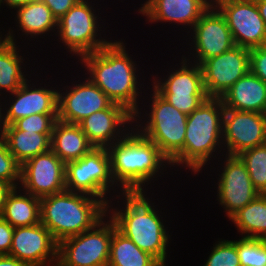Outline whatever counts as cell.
I'll return each instance as SVG.
<instances>
[{
  "label": "cell",
  "mask_w": 266,
  "mask_h": 266,
  "mask_svg": "<svg viewBox=\"0 0 266 266\" xmlns=\"http://www.w3.org/2000/svg\"><path fill=\"white\" fill-rule=\"evenodd\" d=\"M125 46L123 41L110 40L98 51L85 54L78 59L82 61L80 63L88 71L87 73H90L88 78L114 103L124 106L131 112L134 115V122H141L144 115L142 117V108L138 107L140 103L138 100L139 93L142 92L138 90L143 87L137 79L139 69L136 61L132 60L131 55L129 56Z\"/></svg>",
  "instance_id": "obj_1"
},
{
  "label": "cell",
  "mask_w": 266,
  "mask_h": 266,
  "mask_svg": "<svg viewBox=\"0 0 266 266\" xmlns=\"http://www.w3.org/2000/svg\"><path fill=\"white\" fill-rule=\"evenodd\" d=\"M115 197L122 199L123 207L118 209L107 205V213L115 223L117 230L129 238L139 249L151 254L163 266H166L167 247L170 234L163 223V217L146 195V188H121ZM147 196V197H146ZM152 202V203H151ZM110 205V206H109ZM112 210H111V209ZM122 208V209H121ZM158 210V211H157ZM161 217V218H160Z\"/></svg>",
  "instance_id": "obj_2"
},
{
  "label": "cell",
  "mask_w": 266,
  "mask_h": 266,
  "mask_svg": "<svg viewBox=\"0 0 266 266\" xmlns=\"http://www.w3.org/2000/svg\"><path fill=\"white\" fill-rule=\"evenodd\" d=\"M107 150L113 179L120 188H146L160 173L163 175L167 166L171 167L158 146L134 127Z\"/></svg>",
  "instance_id": "obj_3"
},
{
  "label": "cell",
  "mask_w": 266,
  "mask_h": 266,
  "mask_svg": "<svg viewBox=\"0 0 266 266\" xmlns=\"http://www.w3.org/2000/svg\"><path fill=\"white\" fill-rule=\"evenodd\" d=\"M224 110L221 98L208 97L187 116L184 147L170 161L171 167L183 165L194 175H199L207 162L216 158L217 150L218 154L224 151L220 150L223 149Z\"/></svg>",
  "instance_id": "obj_4"
},
{
  "label": "cell",
  "mask_w": 266,
  "mask_h": 266,
  "mask_svg": "<svg viewBox=\"0 0 266 266\" xmlns=\"http://www.w3.org/2000/svg\"><path fill=\"white\" fill-rule=\"evenodd\" d=\"M107 214V206L88 194L64 190L40 198V222L59 243L91 229Z\"/></svg>",
  "instance_id": "obj_5"
},
{
  "label": "cell",
  "mask_w": 266,
  "mask_h": 266,
  "mask_svg": "<svg viewBox=\"0 0 266 266\" xmlns=\"http://www.w3.org/2000/svg\"><path fill=\"white\" fill-rule=\"evenodd\" d=\"M152 89L153 93L149 99L152 102L147 105L150 110L145 112L148 119L145 117L141 124L133 122L137 123L134 127L141 135L155 143L161 153L171 161L184 147L188 115L177 110L153 87Z\"/></svg>",
  "instance_id": "obj_6"
},
{
  "label": "cell",
  "mask_w": 266,
  "mask_h": 266,
  "mask_svg": "<svg viewBox=\"0 0 266 266\" xmlns=\"http://www.w3.org/2000/svg\"><path fill=\"white\" fill-rule=\"evenodd\" d=\"M65 185L66 190L91 195L107 206L111 202L108 193L120 189L111 173L107 148H93L82 158L65 163Z\"/></svg>",
  "instance_id": "obj_7"
},
{
  "label": "cell",
  "mask_w": 266,
  "mask_h": 266,
  "mask_svg": "<svg viewBox=\"0 0 266 266\" xmlns=\"http://www.w3.org/2000/svg\"><path fill=\"white\" fill-rule=\"evenodd\" d=\"M108 216L91 229L61 240L56 266H108L112 235L117 229Z\"/></svg>",
  "instance_id": "obj_8"
},
{
  "label": "cell",
  "mask_w": 266,
  "mask_h": 266,
  "mask_svg": "<svg viewBox=\"0 0 266 266\" xmlns=\"http://www.w3.org/2000/svg\"><path fill=\"white\" fill-rule=\"evenodd\" d=\"M80 0L63 17L58 20L56 36L62 41L67 52L76 57L98 51L110 41L101 37V26L94 9L93 1ZM100 26V27H99ZM100 30H99V29ZM98 31L100 33H98ZM99 36V37H98Z\"/></svg>",
  "instance_id": "obj_9"
},
{
  "label": "cell",
  "mask_w": 266,
  "mask_h": 266,
  "mask_svg": "<svg viewBox=\"0 0 266 266\" xmlns=\"http://www.w3.org/2000/svg\"><path fill=\"white\" fill-rule=\"evenodd\" d=\"M181 67H175L164 79L153 78L152 87L173 107L189 115L207 98L201 66L182 55ZM159 78V79H157Z\"/></svg>",
  "instance_id": "obj_10"
},
{
  "label": "cell",
  "mask_w": 266,
  "mask_h": 266,
  "mask_svg": "<svg viewBox=\"0 0 266 266\" xmlns=\"http://www.w3.org/2000/svg\"><path fill=\"white\" fill-rule=\"evenodd\" d=\"M213 5L225 17L235 45L250 50L266 44V25L255 0H218Z\"/></svg>",
  "instance_id": "obj_11"
},
{
  "label": "cell",
  "mask_w": 266,
  "mask_h": 266,
  "mask_svg": "<svg viewBox=\"0 0 266 266\" xmlns=\"http://www.w3.org/2000/svg\"><path fill=\"white\" fill-rule=\"evenodd\" d=\"M200 66L207 96L221 98L237 80L250 71V50L235 45L230 50L203 61Z\"/></svg>",
  "instance_id": "obj_12"
},
{
  "label": "cell",
  "mask_w": 266,
  "mask_h": 266,
  "mask_svg": "<svg viewBox=\"0 0 266 266\" xmlns=\"http://www.w3.org/2000/svg\"><path fill=\"white\" fill-rule=\"evenodd\" d=\"M221 156H225V162L220 163L224 166L221 174H218L217 200L230 219L260 194L255 190L247 168L238 155Z\"/></svg>",
  "instance_id": "obj_13"
},
{
  "label": "cell",
  "mask_w": 266,
  "mask_h": 266,
  "mask_svg": "<svg viewBox=\"0 0 266 266\" xmlns=\"http://www.w3.org/2000/svg\"><path fill=\"white\" fill-rule=\"evenodd\" d=\"M191 34L193 38L188 39H192L193 46L190 49L193 52H190V55H193L194 60L191 57L187 60L199 65L235 46L225 17L214 5H211L195 23Z\"/></svg>",
  "instance_id": "obj_14"
},
{
  "label": "cell",
  "mask_w": 266,
  "mask_h": 266,
  "mask_svg": "<svg viewBox=\"0 0 266 266\" xmlns=\"http://www.w3.org/2000/svg\"><path fill=\"white\" fill-rule=\"evenodd\" d=\"M19 188L42 198L62 192L65 185V163L50 149L21 165Z\"/></svg>",
  "instance_id": "obj_15"
},
{
  "label": "cell",
  "mask_w": 266,
  "mask_h": 266,
  "mask_svg": "<svg viewBox=\"0 0 266 266\" xmlns=\"http://www.w3.org/2000/svg\"><path fill=\"white\" fill-rule=\"evenodd\" d=\"M222 133L227 155L266 144V114L225 109Z\"/></svg>",
  "instance_id": "obj_16"
},
{
  "label": "cell",
  "mask_w": 266,
  "mask_h": 266,
  "mask_svg": "<svg viewBox=\"0 0 266 266\" xmlns=\"http://www.w3.org/2000/svg\"><path fill=\"white\" fill-rule=\"evenodd\" d=\"M8 255L30 266H56L58 242L40 222L36 225L14 228Z\"/></svg>",
  "instance_id": "obj_17"
},
{
  "label": "cell",
  "mask_w": 266,
  "mask_h": 266,
  "mask_svg": "<svg viewBox=\"0 0 266 266\" xmlns=\"http://www.w3.org/2000/svg\"><path fill=\"white\" fill-rule=\"evenodd\" d=\"M79 81L63 93L60 92L63 89H58V120L79 124L92 113L109 108L114 103L89 78L82 83Z\"/></svg>",
  "instance_id": "obj_18"
},
{
  "label": "cell",
  "mask_w": 266,
  "mask_h": 266,
  "mask_svg": "<svg viewBox=\"0 0 266 266\" xmlns=\"http://www.w3.org/2000/svg\"><path fill=\"white\" fill-rule=\"evenodd\" d=\"M133 122L134 115L131 112L124 106L113 103L109 108L83 119L79 126L95 148H108L133 128L129 127L133 126Z\"/></svg>",
  "instance_id": "obj_19"
},
{
  "label": "cell",
  "mask_w": 266,
  "mask_h": 266,
  "mask_svg": "<svg viewBox=\"0 0 266 266\" xmlns=\"http://www.w3.org/2000/svg\"><path fill=\"white\" fill-rule=\"evenodd\" d=\"M27 80L9 97V103L3 104L4 123L12 125L18 119L32 114H58V91L53 87H39ZM30 83V84H28ZM34 85V86H33ZM14 98V99H13ZM12 99V100H11ZM7 107H6V106Z\"/></svg>",
  "instance_id": "obj_20"
},
{
  "label": "cell",
  "mask_w": 266,
  "mask_h": 266,
  "mask_svg": "<svg viewBox=\"0 0 266 266\" xmlns=\"http://www.w3.org/2000/svg\"><path fill=\"white\" fill-rule=\"evenodd\" d=\"M141 5L138 12L146 16L148 22L177 23L189 26L191 31L212 3L210 0H146Z\"/></svg>",
  "instance_id": "obj_21"
},
{
  "label": "cell",
  "mask_w": 266,
  "mask_h": 266,
  "mask_svg": "<svg viewBox=\"0 0 266 266\" xmlns=\"http://www.w3.org/2000/svg\"><path fill=\"white\" fill-rule=\"evenodd\" d=\"M225 109L266 114V83L249 71L221 97Z\"/></svg>",
  "instance_id": "obj_22"
},
{
  "label": "cell",
  "mask_w": 266,
  "mask_h": 266,
  "mask_svg": "<svg viewBox=\"0 0 266 266\" xmlns=\"http://www.w3.org/2000/svg\"><path fill=\"white\" fill-rule=\"evenodd\" d=\"M95 148L79 124L56 120L51 136V150L64 162L82 158Z\"/></svg>",
  "instance_id": "obj_23"
},
{
  "label": "cell",
  "mask_w": 266,
  "mask_h": 266,
  "mask_svg": "<svg viewBox=\"0 0 266 266\" xmlns=\"http://www.w3.org/2000/svg\"><path fill=\"white\" fill-rule=\"evenodd\" d=\"M21 192L19 187L9 191L0 216L14 228L40 223V198Z\"/></svg>",
  "instance_id": "obj_24"
},
{
  "label": "cell",
  "mask_w": 266,
  "mask_h": 266,
  "mask_svg": "<svg viewBox=\"0 0 266 266\" xmlns=\"http://www.w3.org/2000/svg\"><path fill=\"white\" fill-rule=\"evenodd\" d=\"M52 133L17 130L13 125H6L3 139L8 150L22 165L27 160L51 149Z\"/></svg>",
  "instance_id": "obj_25"
},
{
  "label": "cell",
  "mask_w": 266,
  "mask_h": 266,
  "mask_svg": "<svg viewBox=\"0 0 266 266\" xmlns=\"http://www.w3.org/2000/svg\"><path fill=\"white\" fill-rule=\"evenodd\" d=\"M15 20L18 31L22 35L35 38L53 32L57 33L58 21L53 16L52 11L42 0H33L27 5L16 9ZM48 32V33H47ZM24 33V34H23Z\"/></svg>",
  "instance_id": "obj_26"
},
{
  "label": "cell",
  "mask_w": 266,
  "mask_h": 266,
  "mask_svg": "<svg viewBox=\"0 0 266 266\" xmlns=\"http://www.w3.org/2000/svg\"><path fill=\"white\" fill-rule=\"evenodd\" d=\"M108 266H163L151 254L139 249L117 229L113 232Z\"/></svg>",
  "instance_id": "obj_27"
},
{
  "label": "cell",
  "mask_w": 266,
  "mask_h": 266,
  "mask_svg": "<svg viewBox=\"0 0 266 266\" xmlns=\"http://www.w3.org/2000/svg\"><path fill=\"white\" fill-rule=\"evenodd\" d=\"M229 220L242 238L266 239V195H259L240 209Z\"/></svg>",
  "instance_id": "obj_28"
},
{
  "label": "cell",
  "mask_w": 266,
  "mask_h": 266,
  "mask_svg": "<svg viewBox=\"0 0 266 266\" xmlns=\"http://www.w3.org/2000/svg\"><path fill=\"white\" fill-rule=\"evenodd\" d=\"M16 44L11 42L0 52V95L1 91L12 94L28 80L26 72H22L24 67L26 70L25 59Z\"/></svg>",
  "instance_id": "obj_29"
},
{
  "label": "cell",
  "mask_w": 266,
  "mask_h": 266,
  "mask_svg": "<svg viewBox=\"0 0 266 266\" xmlns=\"http://www.w3.org/2000/svg\"><path fill=\"white\" fill-rule=\"evenodd\" d=\"M238 156L244 162L255 190L266 195V144L246 149Z\"/></svg>",
  "instance_id": "obj_30"
},
{
  "label": "cell",
  "mask_w": 266,
  "mask_h": 266,
  "mask_svg": "<svg viewBox=\"0 0 266 266\" xmlns=\"http://www.w3.org/2000/svg\"><path fill=\"white\" fill-rule=\"evenodd\" d=\"M237 252L241 266H266V239L241 238Z\"/></svg>",
  "instance_id": "obj_31"
},
{
  "label": "cell",
  "mask_w": 266,
  "mask_h": 266,
  "mask_svg": "<svg viewBox=\"0 0 266 266\" xmlns=\"http://www.w3.org/2000/svg\"><path fill=\"white\" fill-rule=\"evenodd\" d=\"M203 266H241L237 252V240H219Z\"/></svg>",
  "instance_id": "obj_32"
},
{
  "label": "cell",
  "mask_w": 266,
  "mask_h": 266,
  "mask_svg": "<svg viewBox=\"0 0 266 266\" xmlns=\"http://www.w3.org/2000/svg\"><path fill=\"white\" fill-rule=\"evenodd\" d=\"M21 165L8 150L3 138L0 139V181L12 188L19 187Z\"/></svg>",
  "instance_id": "obj_33"
},
{
  "label": "cell",
  "mask_w": 266,
  "mask_h": 266,
  "mask_svg": "<svg viewBox=\"0 0 266 266\" xmlns=\"http://www.w3.org/2000/svg\"><path fill=\"white\" fill-rule=\"evenodd\" d=\"M58 114H32L15 121L12 125L21 131H35L36 133H52Z\"/></svg>",
  "instance_id": "obj_34"
},
{
  "label": "cell",
  "mask_w": 266,
  "mask_h": 266,
  "mask_svg": "<svg viewBox=\"0 0 266 266\" xmlns=\"http://www.w3.org/2000/svg\"><path fill=\"white\" fill-rule=\"evenodd\" d=\"M250 71L266 83V44L250 49Z\"/></svg>",
  "instance_id": "obj_35"
},
{
  "label": "cell",
  "mask_w": 266,
  "mask_h": 266,
  "mask_svg": "<svg viewBox=\"0 0 266 266\" xmlns=\"http://www.w3.org/2000/svg\"><path fill=\"white\" fill-rule=\"evenodd\" d=\"M52 11L53 16L58 21L80 0H42Z\"/></svg>",
  "instance_id": "obj_36"
},
{
  "label": "cell",
  "mask_w": 266,
  "mask_h": 266,
  "mask_svg": "<svg viewBox=\"0 0 266 266\" xmlns=\"http://www.w3.org/2000/svg\"><path fill=\"white\" fill-rule=\"evenodd\" d=\"M14 227L0 217V255L9 254Z\"/></svg>",
  "instance_id": "obj_37"
},
{
  "label": "cell",
  "mask_w": 266,
  "mask_h": 266,
  "mask_svg": "<svg viewBox=\"0 0 266 266\" xmlns=\"http://www.w3.org/2000/svg\"><path fill=\"white\" fill-rule=\"evenodd\" d=\"M0 266H30V265L18 260L15 257H12L11 255L4 254L0 255Z\"/></svg>",
  "instance_id": "obj_38"
},
{
  "label": "cell",
  "mask_w": 266,
  "mask_h": 266,
  "mask_svg": "<svg viewBox=\"0 0 266 266\" xmlns=\"http://www.w3.org/2000/svg\"><path fill=\"white\" fill-rule=\"evenodd\" d=\"M2 32H0V52L2 50H4L11 42L12 43H16V37L14 36V30L9 29V31H7V33L4 35L5 37H3V35L1 34ZM4 38V39H3Z\"/></svg>",
  "instance_id": "obj_39"
},
{
  "label": "cell",
  "mask_w": 266,
  "mask_h": 266,
  "mask_svg": "<svg viewBox=\"0 0 266 266\" xmlns=\"http://www.w3.org/2000/svg\"><path fill=\"white\" fill-rule=\"evenodd\" d=\"M33 0H0V6L3 3L10 9L16 10L19 7L27 5L29 2H32ZM1 8V7H0Z\"/></svg>",
  "instance_id": "obj_40"
},
{
  "label": "cell",
  "mask_w": 266,
  "mask_h": 266,
  "mask_svg": "<svg viewBox=\"0 0 266 266\" xmlns=\"http://www.w3.org/2000/svg\"><path fill=\"white\" fill-rule=\"evenodd\" d=\"M11 189L12 187L10 185L0 181V216L5 203L6 195L9 193Z\"/></svg>",
  "instance_id": "obj_41"
},
{
  "label": "cell",
  "mask_w": 266,
  "mask_h": 266,
  "mask_svg": "<svg viewBox=\"0 0 266 266\" xmlns=\"http://www.w3.org/2000/svg\"><path fill=\"white\" fill-rule=\"evenodd\" d=\"M255 2L266 25V0H255Z\"/></svg>",
  "instance_id": "obj_42"
},
{
  "label": "cell",
  "mask_w": 266,
  "mask_h": 266,
  "mask_svg": "<svg viewBox=\"0 0 266 266\" xmlns=\"http://www.w3.org/2000/svg\"><path fill=\"white\" fill-rule=\"evenodd\" d=\"M6 101L7 100H5V102H1V99H0V139L3 138L4 130H5L4 111H3L4 105H2L1 103H7Z\"/></svg>",
  "instance_id": "obj_43"
},
{
  "label": "cell",
  "mask_w": 266,
  "mask_h": 266,
  "mask_svg": "<svg viewBox=\"0 0 266 266\" xmlns=\"http://www.w3.org/2000/svg\"><path fill=\"white\" fill-rule=\"evenodd\" d=\"M218 0H210V2L212 3V5Z\"/></svg>",
  "instance_id": "obj_44"
}]
</instances>
